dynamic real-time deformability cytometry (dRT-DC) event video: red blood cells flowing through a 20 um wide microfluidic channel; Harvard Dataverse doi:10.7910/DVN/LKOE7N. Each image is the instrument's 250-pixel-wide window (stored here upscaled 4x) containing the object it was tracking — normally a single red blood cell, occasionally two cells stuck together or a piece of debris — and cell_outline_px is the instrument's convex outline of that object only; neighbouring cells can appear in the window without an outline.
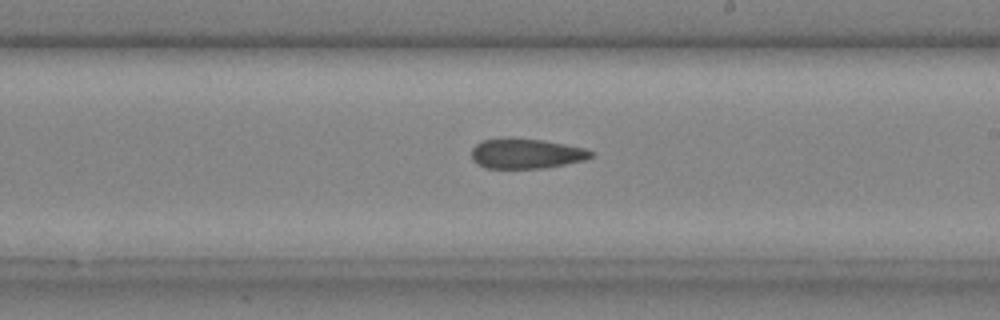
{"species": "common noctule bat (a hibernating species)", "species_latin": "Nyctalus noctula", "temperature_condition": "cold", "stored_images_in_passage": 25, "camera_frame_rate_fps": 3000, "um_per_image_px": 0.085, "animal": {"sex": "male", "body_mass_g": 20.4}, "frame": {"image": 1, "passage_image": 11, "time_ms": 3.333, "image_size_px": [1000, 320], "cell_outline_px": [[596, 152], [592, 156], [584, 160], [544, 168], [484, 168], [476, 164], [472, 160], [472, 148], [480, 140], [544, 140], [584, 148]], "centroid_in_image_um": [44.73, 13.09], "position_along_channel_um": 244.3, "area_um2": 20.4}}